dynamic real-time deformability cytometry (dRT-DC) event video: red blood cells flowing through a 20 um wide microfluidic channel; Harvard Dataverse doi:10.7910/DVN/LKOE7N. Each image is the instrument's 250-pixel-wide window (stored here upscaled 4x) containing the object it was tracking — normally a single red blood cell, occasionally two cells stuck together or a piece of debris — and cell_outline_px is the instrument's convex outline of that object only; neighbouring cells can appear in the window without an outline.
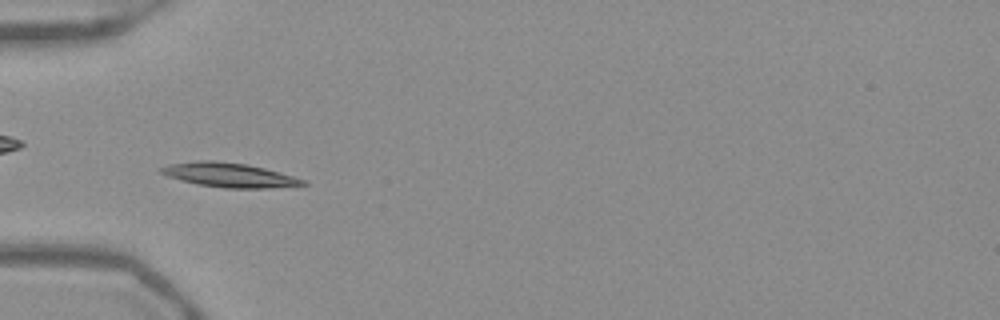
{"species": "Egyptian fruit bat (a non-hibernating species)", "species_latin": "Rousettus aegyptiacus", "temperature_condition": "warm", "stored_images_in_passage": 36, "camera_frame_rate_fps": 3000, "um_per_image_px": 0.085, "frame": {"image": 1, "passage_image": 1, "time_ms": 0.0, "image_size_px": [1000, 320], "cell_outline_px": [[308, 184], [268, 188], [224, 188], [196, 184], [180, 180], [168, 176], [160, 172], [156, 168], [168, 164], [196, 160], [216, 160], [244, 164], [264, 168], [292, 176], [304, 180]], "centroid_in_image_um": [19.39, 14.87], "position_along_channel_um": 65.6, "area_um2": 20.06}}
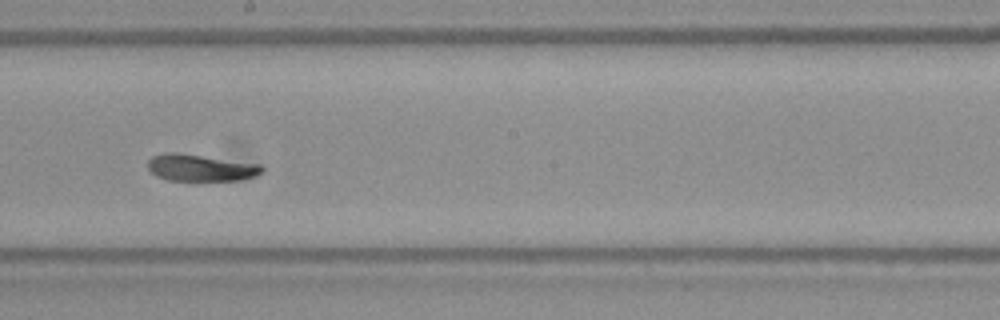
{"frame": {"image": 2, "passage_image": 14, "time_ms": 4.333, "image_size_px": [1000, 320], "cell_outline_px": [[264, 172], [256, 176], [240, 180], [168, 180], [156, 176], [148, 168], [148, 160], [152, 156], [164, 152], [176, 152], [260, 164], [264, 168]], "centroid_in_image_um": [17.06, 14.25], "position_along_channel_um": 231.1, "area_um2": 17.86}}
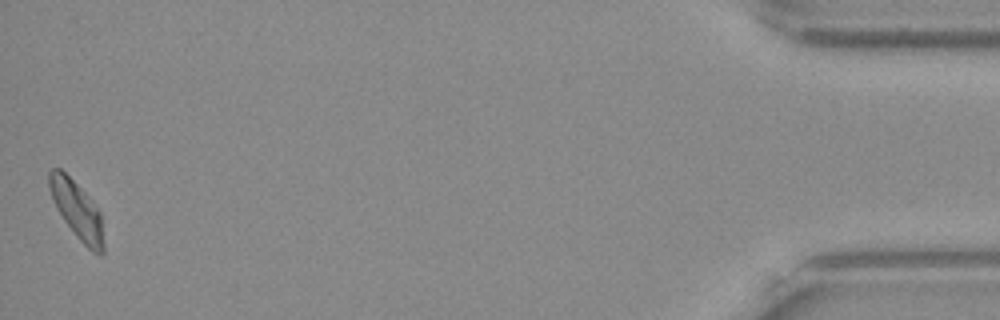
{"frame": {"image": 3, "passage_image": 36, "time_ms": 11.667, "image_size_px": [1000, 320], "cell_outline_px": [[104, 252], [100, 256], [92, 252], [76, 236], [64, 220], [56, 208], [52, 200], [48, 188], [48, 172], [52, 168], [60, 168], [92, 200], [100, 212], [104, 244]], "centroid_in_image_um": [6.53, 17.87], "position_along_channel_um": 428.7, "area_um2": 18.21}, "authors_computed_cell_mechanics": {"area_um2": 18.4671, "velocity_mm_per_s": 3.8708, "shape_relaxation_time_tau1_ms": 4.1548, "shape_relaxation_time_tau2_ms": 2.035, "deformation_change_tau1": 0.153, "deformation_change_tau2": 0.0883}}